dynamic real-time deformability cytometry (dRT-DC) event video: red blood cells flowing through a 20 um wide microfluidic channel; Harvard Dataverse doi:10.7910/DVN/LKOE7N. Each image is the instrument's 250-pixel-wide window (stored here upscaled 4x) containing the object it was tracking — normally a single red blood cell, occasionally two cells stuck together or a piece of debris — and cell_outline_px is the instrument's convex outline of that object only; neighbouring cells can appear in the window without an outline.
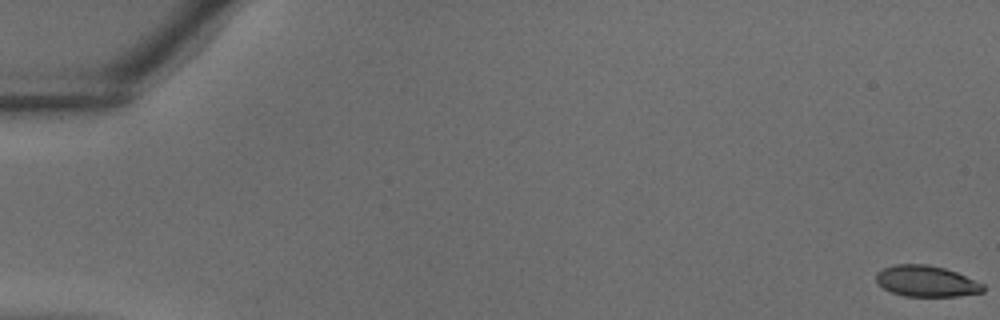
{"species": "common noctule bat (a hibernating species)", "species_latin": "Nyctalus noctula", "temperature_condition": "warm", "stored_images_in_passage": 13, "camera_frame_rate_fps": 3000, "um_per_image_px": 0.085, "animal": {"sex": "male", "body_mass_g": 18.8}, "frame": {"image": 1, "passage_image": 1, "time_ms": 0.0, "image_size_px": [1000, 320], "cell_outline_px": [[984, 292], [960, 296], [904, 296], [892, 292], [884, 288], [876, 280], [876, 272], [884, 268], [896, 264], [928, 264], [944, 268], [956, 272], [984, 284]], "centroid_in_image_um": [78.75, 23.9], "position_along_channel_um": 6.2, "area_um2": 19.31}}
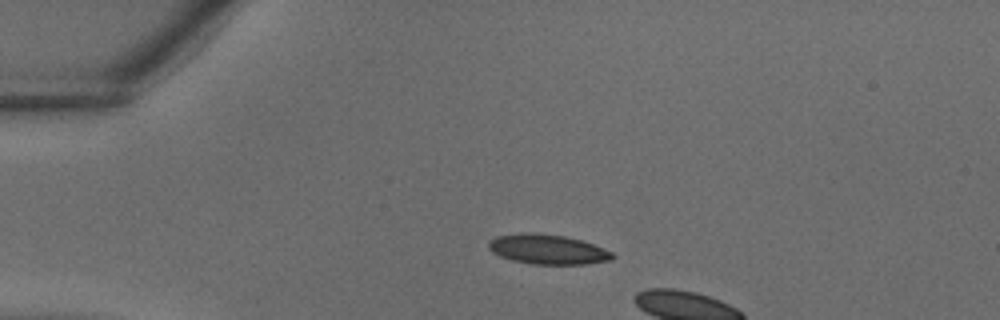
{"frame": {"image": 2, "passage_image": 10, "time_ms": 3.0, "image_size_px": [1000, 320], "cell_outline_px": [[616, 256], [612, 260], [584, 264], [532, 264], [512, 260], [500, 256], [492, 252], [488, 248], [488, 240], [496, 236], [520, 232], [536, 232], [564, 236], [584, 240], [612, 252]], "centroid_in_image_um": [46.54, 21.18], "position_along_channel_um": 38.5, "area_um2": 21.79}}